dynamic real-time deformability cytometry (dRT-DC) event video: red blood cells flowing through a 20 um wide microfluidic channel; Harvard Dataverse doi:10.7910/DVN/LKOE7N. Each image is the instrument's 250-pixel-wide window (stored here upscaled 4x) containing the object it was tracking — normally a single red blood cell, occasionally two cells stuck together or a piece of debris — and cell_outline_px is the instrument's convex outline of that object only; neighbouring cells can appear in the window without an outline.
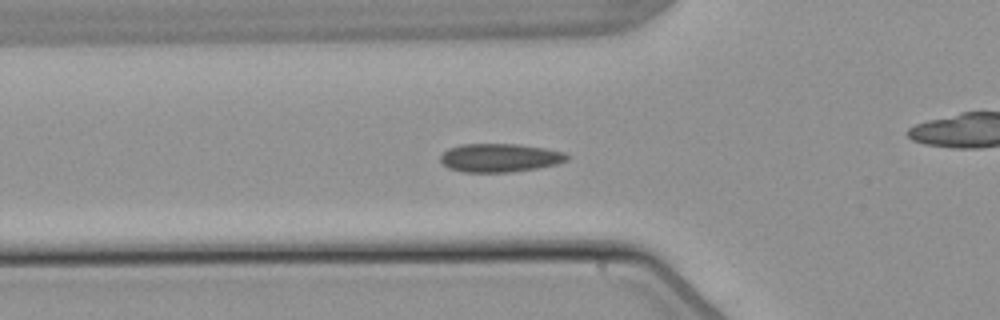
{"species": "common noctule bat (a hibernating species)", "species_latin": "Nyctalus noctula", "temperature_condition": "warm", "stored_images_in_passage": 42, "camera_frame_rate_fps": 3000, "um_per_image_px": 0.085, "animal": {"sex": "male", "body_mass_g": 21.5, "forearm_length_mm": 52.0}, "frame": {"image": 1, "passage_image": 11, "time_ms": 3.333, "image_size_px": [1000, 320], "cell_outline_px": [[568, 160], [556, 164], [536, 168], [512, 172], [464, 172], [448, 168], [440, 160], [440, 156], [448, 148], [460, 144], [520, 144], [544, 148], [564, 152], [568, 156]], "centroid_in_image_um": [42.46, 13.41], "position_along_channel_um": 83.3, "area_um2": 20.98}}
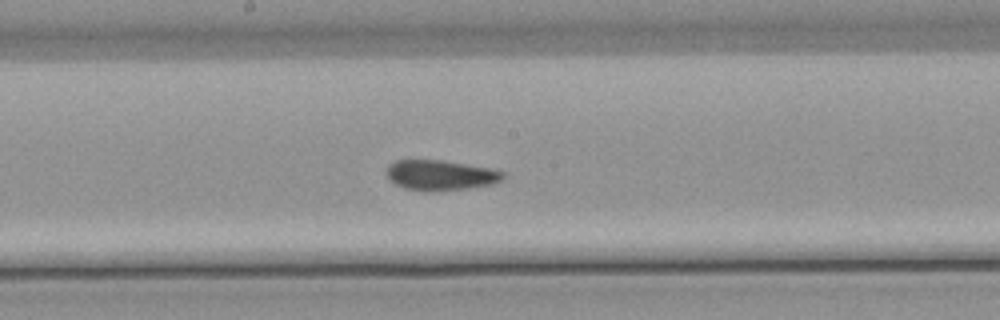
{"frame": {"image": 2, "passage_image": 21, "time_ms": 6.667, "image_size_px": [1000, 320], "cell_outline_px": [[508, 172], [500, 180], [492, 184], [468, 188], [424, 192], [404, 188], [388, 180], [384, 172], [388, 164], [396, 160], [440, 160], [492, 168]], "centroid_in_image_um": [37.4, 14.89], "position_along_channel_um": 210.8, "area_um2": 20.81}}
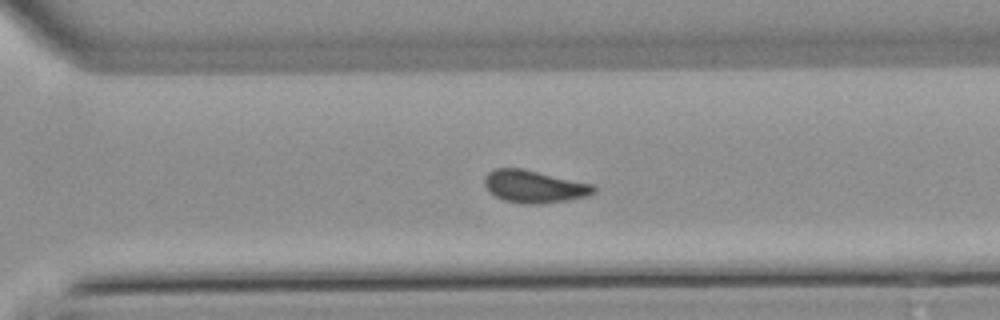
{"frame": {"image": 3, "passage_image": 30, "time_ms": 9.667, "image_size_px": [1000, 320], "cell_outline_px": [[596, 192], [588, 196], [568, 200], [540, 204], [524, 204], [504, 200], [488, 192], [484, 184], [484, 176], [488, 172], [496, 168], [520, 168], [596, 184]], "centroid_in_image_um": [45.43, 15.85], "position_along_channel_um": 325.2, "area_um2": 20.92}, "authors_computed_cell_mechanics": {"area_um2": 20.4901, "velocity_mm_per_s": 3.8198, "shape_relaxation_time_tau1_ms": null, "shape_relaxation_time_tau2_ms": 2.0481, "deformation_change_tau1": null, "deformation_change_tau2": 0.0401}}